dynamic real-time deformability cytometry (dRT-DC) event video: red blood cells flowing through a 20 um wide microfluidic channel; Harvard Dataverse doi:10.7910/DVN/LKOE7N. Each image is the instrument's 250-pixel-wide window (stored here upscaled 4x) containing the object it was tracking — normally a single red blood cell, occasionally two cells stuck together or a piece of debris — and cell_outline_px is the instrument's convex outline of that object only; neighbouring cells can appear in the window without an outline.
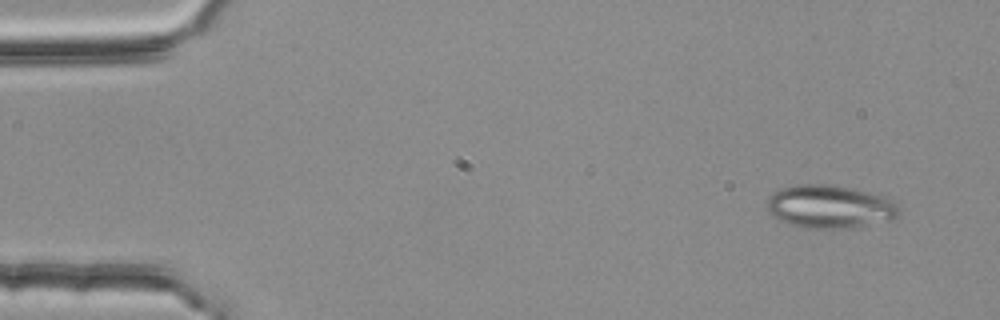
{"species": "common noctule bat (a hibernating species)", "species_latin": "Nyctalus noctula", "temperature_condition": "room temperature", "stored_images_in_passage": 51, "segment_of_instrument_passage": [1, 2], "camera_frame_rate_fps": 3000, "um_per_image_px": 0.085, "animal": {"sex": "female", "body_mass_g": 25.1}, "frame": {"image": 1, "passage_image": 1, "time_ms": 0.0, "image_size_px": [1000, 320], "cell_outline_px": [[900, 212], [892, 220], [840, 228], [804, 228], [792, 224], [772, 216], [764, 208], [764, 204], [780, 188], [796, 184], [828, 184], [852, 188], [884, 196], [892, 200], [900, 208]], "centroid_in_image_um": [70.51, 17.55], "position_along_channel_um": 14.5, "area_um2": 33.0}}